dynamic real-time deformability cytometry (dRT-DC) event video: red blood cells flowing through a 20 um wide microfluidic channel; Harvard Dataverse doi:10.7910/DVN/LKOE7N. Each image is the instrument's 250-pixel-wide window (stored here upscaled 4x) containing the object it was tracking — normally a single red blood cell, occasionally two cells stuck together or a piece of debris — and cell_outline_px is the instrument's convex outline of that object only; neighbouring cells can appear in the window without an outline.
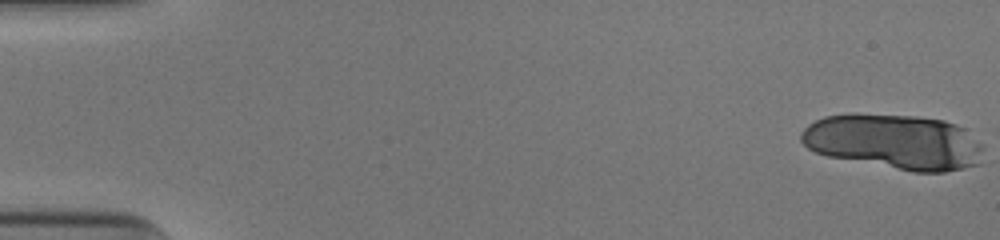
{"species": "human", "species_latin": "Homo sapiens", "temperature_condition": "cold", "stored_images_in_passage": 17, "camera_frame_rate_fps": 3000, "um_per_image_px": 0.085, "donor": {"sex": "male"}, "frame": {"image": 1, "passage_image": 1, "time_ms": 0.0, "image_size_px": [1000, 240], "cell_outline_px": [[984, 148], [980, 164], [964, 168], [944, 172], [912, 172], [828, 156], [816, 152], [808, 148], [800, 140], [800, 132], [808, 124], [824, 116], [852, 112], [916, 116], [944, 120], [956, 124], [964, 128]], "centroid_in_image_um": [75.99, 12.04], "position_along_channel_um": 9.0, "area_um2": 59.19}}